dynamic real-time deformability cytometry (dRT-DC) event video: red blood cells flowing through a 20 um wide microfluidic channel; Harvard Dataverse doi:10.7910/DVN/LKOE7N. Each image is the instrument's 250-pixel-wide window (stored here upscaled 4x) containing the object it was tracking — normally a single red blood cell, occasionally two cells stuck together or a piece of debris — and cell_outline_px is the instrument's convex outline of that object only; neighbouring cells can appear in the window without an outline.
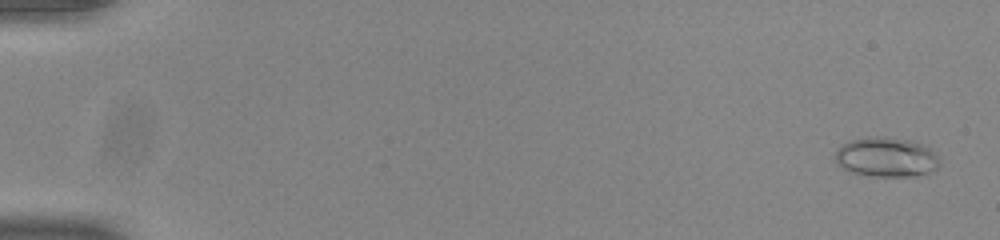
{"species": "common noctule bat (a hibernating species)", "species_latin": "Nyctalus noctula", "temperature_condition": "room temperature", "stored_images_in_passage": 55, "camera_frame_rate_fps": 3000, "um_per_image_px": 0.085, "animal": {"sex": "male", "body_mass_g": 20.0, "forearm_length_mm": 53.3}, "frame": {"image": 1, "passage_image": 3, "time_ms": 0.667, "image_size_px": [1000, 240], "cell_outline_px": [[940, 164], [936, 168], [928, 172], [912, 176], [872, 176], [852, 172], [836, 164], [836, 148], [840, 144], [848, 140], [868, 136], [888, 136], [908, 140], [924, 144], [932, 148], [940, 156]], "centroid_in_image_um": [75.34, 13.32], "position_along_channel_um": 9.7, "area_um2": 24.57}}
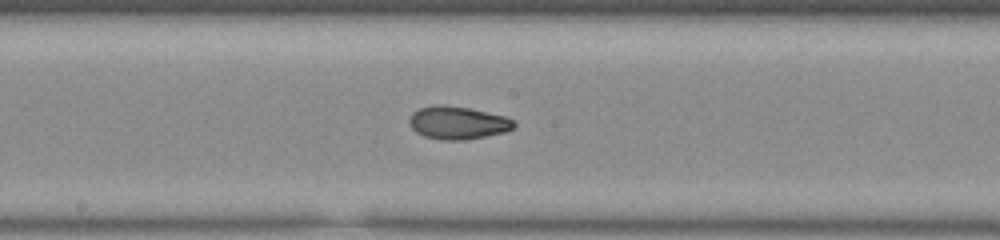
{"frame": {"image": 2, "passage_image": 31, "time_ms": 10.0, "image_size_px": [1000, 240], "cell_outline_px": [[516, 124], [512, 128], [504, 132], [464, 140], [444, 140], [424, 136], [416, 132], [408, 124], [408, 120], [412, 112], [420, 108], [436, 104], [444, 104], [472, 108], [504, 116], [512, 120]], "centroid_in_image_um": [38.86, 10.42], "position_along_channel_um": 209.3, "area_um2": 20.11}}
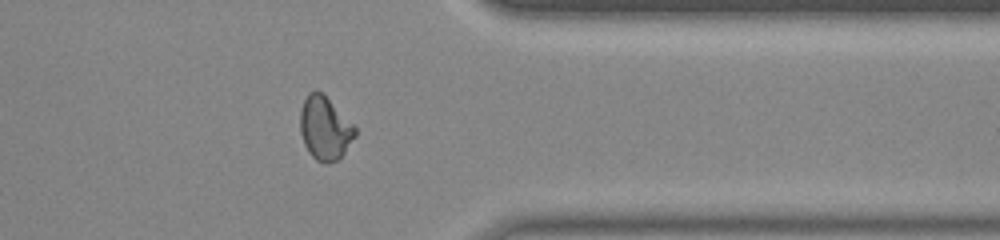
{"frame": {"image": 3, "passage_image": 45, "time_ms": 14.667, "image_size_px": [1000, 240], "cell_outline_px": [[356, 136], [344, 152], [336, 160], [328, 164], [324, 164], [316, 160], [308, 152], [304, 144], [300, 132], [300, 108], [308, 92], [316, 88], [324, 92], [356, 128]], "centroid_in_image_um": [27.59, 10.86], "position_along_channel_um": 383.8, "area_um2": 20.63}, "authors_computed_cell_mechanics": {"area_um2": 20.2878, "velocity_mm_per_s": 3.8954, "shape_relaxation_time_tau1_ms": null, "shape_relaxation_time_tau2_ms": 1.8258, "deformation_change_tau1": null, "deformation_change_tau2": 0.0661}}